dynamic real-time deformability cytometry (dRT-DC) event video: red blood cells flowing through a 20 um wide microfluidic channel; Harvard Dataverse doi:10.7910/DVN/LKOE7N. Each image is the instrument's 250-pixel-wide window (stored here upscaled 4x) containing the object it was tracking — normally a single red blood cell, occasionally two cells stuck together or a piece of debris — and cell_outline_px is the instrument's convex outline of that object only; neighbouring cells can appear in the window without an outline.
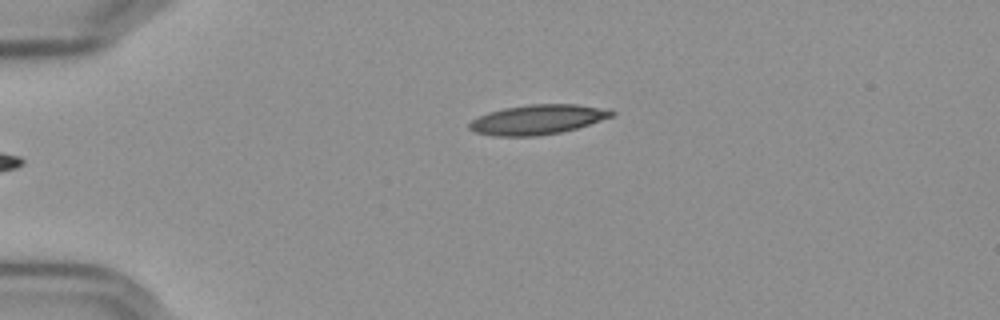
{"species": "Egyptian fruit bat (a non-hibernating species)", "species_latin": "Rousettus aegyptiacus", "temperature_condition": "cold", "stored_images_in_passage": 38, "camera_frame_rate_fps": 3000, "um_per_image_px": 0.085, "frame": {"image": 1, "passage_image": 1, "time_ms": 0.0, "image_size_px": [1000, 320], "cell_outline_px": [[616, 112], [612, 116], [576, 128], [560, 132], [536, 136], [492, 136], [476, 132], [468, 128], [468, 124], [472, 120], [488, 112], [504, 108], [528, 104], [576, 104], [612, 108]], "centroid_in_image_um": [45.71, 10.15], "position_along_channel_um": 39.3, "area_um2": 24.68}}
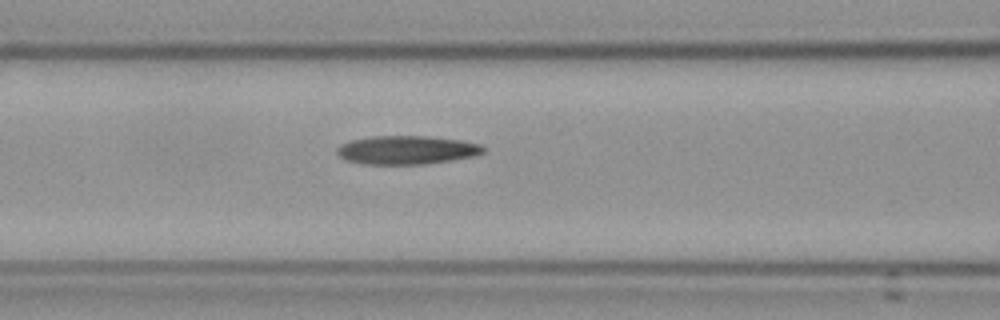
{"frame": {"image": 2, "passage_image": 12, "time_ms": 3.667, "image_size_px": [1000, 320], "cell_outline_px": [[484, 152], [476, 156], [452, 160], [424, 164], [364, 164], [344, 160], [336, 152], [336, 148], [340, 144], [352, 140], [372, 136], [428, 136], [464, 140], [480, 144], [484, 148]], "centroid_in_image_um": [34.58, 12.75], "position_along_channel_um": 132.0, "area_um2": 24.57}}
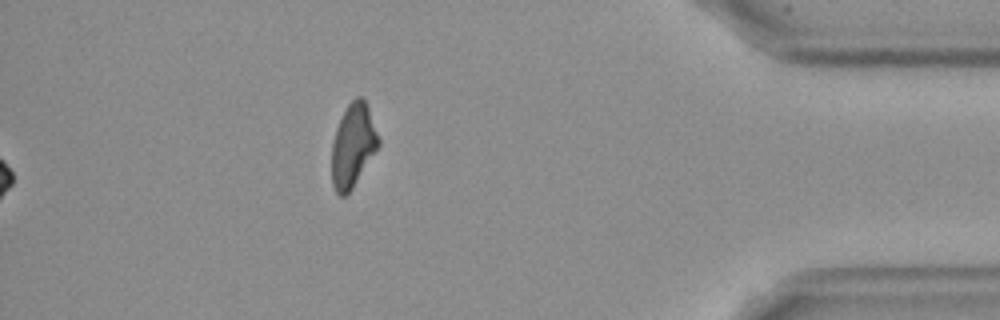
{"frame": {"image": 3, "passage_image": 38, "time_ms": 12.333, "image_size_px": [1000, 320], "cell_outline_px": [[380, 144], [352, 188], [344, 196], [340, 196], [336, 192], [332, 184], [332, 144], [336, 128], [348, 104], [356, 96], [360, 96], [364, 100], [368, 108], [380, 140]], "centroid_in_image_um": [29.99, 12.37], "position_along_channel_um": 405.2, "area_um2": 22.25}, "authors_computed_cell_mechanics": {"area_um2": 24.3338, "velocity_mm_per_s": 3.5976, "shape_relaxation_time_tau1_ms": null, "shape_relaxation_time_tau2_ms": 6.8738, "deformation_change_tau1": null, "deformation_change_tau2": 0.1708}}